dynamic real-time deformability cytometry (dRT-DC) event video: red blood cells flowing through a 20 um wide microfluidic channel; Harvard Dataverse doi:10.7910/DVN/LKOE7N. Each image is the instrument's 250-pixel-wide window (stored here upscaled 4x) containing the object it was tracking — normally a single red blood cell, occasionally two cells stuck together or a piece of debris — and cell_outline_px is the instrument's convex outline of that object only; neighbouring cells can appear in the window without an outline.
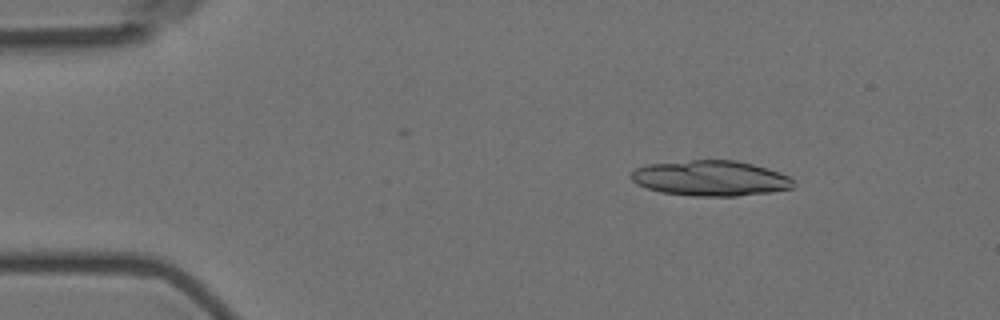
{"species": "Egyptian fruit bat (a non-hibernating species)", "species_latin": "Rousettus aegyptiacus", "temperature_condition": "room temperature", "stored_images_in_passage": 11, "camera_frame_rate_fps": 3000, "um_per_image_px": 0.085, "animal": {"sex": "female"}, "frame": {"image": 1, "passage_image": 2, "time_ms": 2.0, "image_size_px": [1000, 320], "cell_outline_px": [[792, 188], [768, 192], [736, 196], [692, 196], [660, 192], [636, 184], [628, 176], [636, 168], [648, 164], [692, 160], [736, 160], [768, 168], [788, 176], [792, 180]], "centroid_in_image_um": [60.35, 15.15], "position_along_channel_um": 24.7, "area_um2": 33.35}}
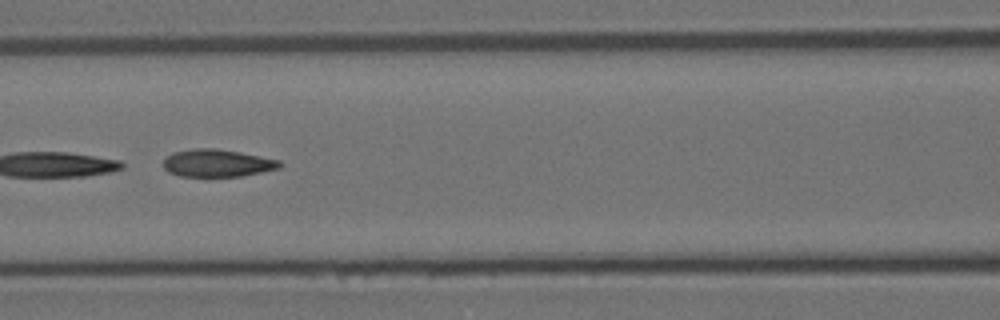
{"frame": {"image": 2, "passage_image": 7, "time_ms": 7.667, "image_size_px": [1000, 320], "cell_outline_px": [[284, 164], [280, 168], [240, 176], [180, 176], [168, 172], [164, 168], [164, 160], [172, 152], [192, 148], [216, 148], [240, 152], [280, 160]], "centroid_in_image_um": [18.47, 13.85], "position_along_channel_um": 148.1, "area_um2": 18.67}}
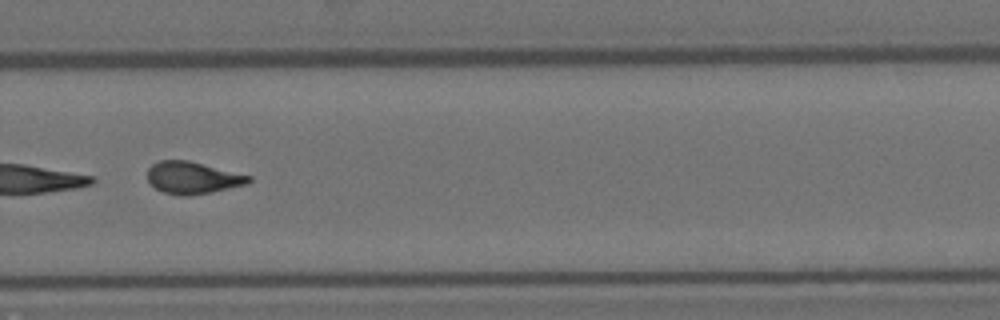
{"frame": {"image": 3, "passage_image": 11, "time_ms": 12.333, "image_size_px": [1000, 320], "cell_outline_px": [[252, 180], [248, 184], [212, 192], [188, 196], [180, 196], [164, 192], [156, 188], [148, 180], [148, 168], [152, 164], [160, 160], [188, 160], [252, 176]], "centroid_in_image_um": [16.39, 15.11], "position_along_channel_um": 313.4, "area_um2": 18.96}}